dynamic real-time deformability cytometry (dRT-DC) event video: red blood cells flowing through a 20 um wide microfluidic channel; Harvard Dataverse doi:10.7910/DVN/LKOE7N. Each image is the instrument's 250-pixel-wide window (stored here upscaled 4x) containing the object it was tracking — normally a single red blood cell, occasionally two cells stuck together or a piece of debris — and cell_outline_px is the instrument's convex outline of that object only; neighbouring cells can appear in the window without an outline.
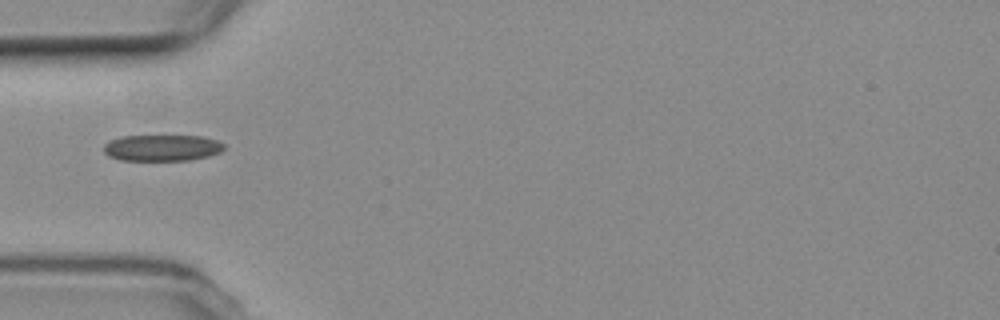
{"species": "common noctule bat (a hibernating species)", "species_latin": "Nyctalus noctula", "temperature_condition": "room temperature", "stored_images_in_passage": 3, "camera_frame_rate_fps": 3000, "um_per_image_px": 0.085, "animal": {"sex": "female", "body_mass_g": 19.3, "forearm_length_mm": 54.1}, "frame": {"image": 1, "passage_image": 2, "time_ms": 1.667, "image_size_px": [1000, 320], "cell_outline_px": [[224, 148], [220, 152], [208, 156], [192, 160], [120, 160], [108, 156], [104, 152], [104, 144], [120, 136], [204, 136], [216, 140], [224, 144]], "centroid_in_image_um": [13.78, 12.57], "position_along_channel_um": 71.2, "area_um2": 18.44}}
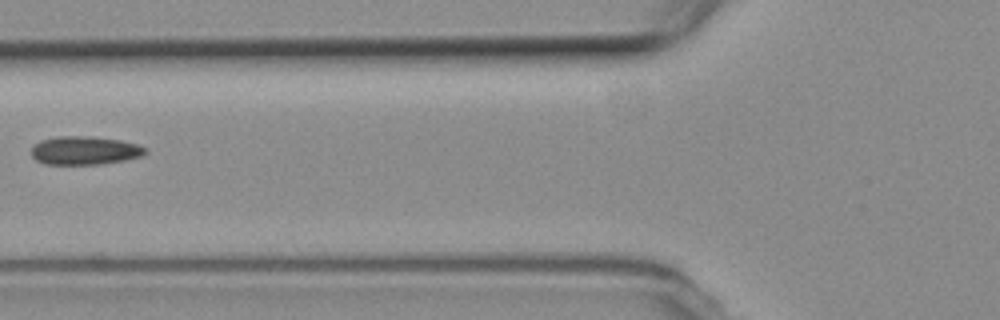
{"frame": {"image": 2, "passage_image": 3, "time_ms": 3.0, "image_size_px": [1000, 320], "cell_outline_px": [[148, 152], [144, 156], [124, 160], [100, 164], [44, 164], [36, 160], [32, 156], [32, 148], [40, 140], [56, 136], [92, 136], [120, 140], [136, 144], [148, 148]], "centroid_in_image_um": [7.23, 12.79], "position_along_channel_um": 118.6, "area_um2": 19.02}}